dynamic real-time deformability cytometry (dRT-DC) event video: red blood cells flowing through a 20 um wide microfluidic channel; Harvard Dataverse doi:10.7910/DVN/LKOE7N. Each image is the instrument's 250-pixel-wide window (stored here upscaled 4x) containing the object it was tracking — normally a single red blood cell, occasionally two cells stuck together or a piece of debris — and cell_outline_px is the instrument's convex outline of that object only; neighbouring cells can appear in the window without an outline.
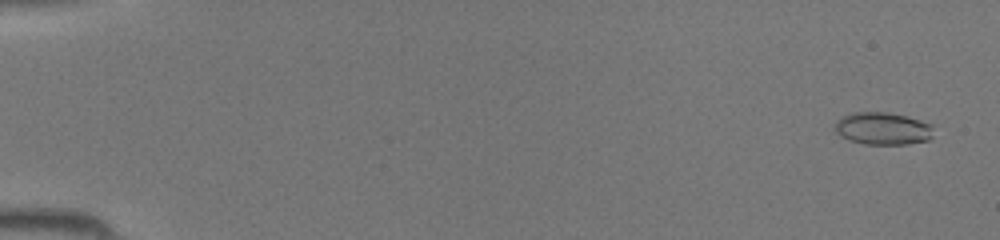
{"species": "common noctule bat (a hibernating species)", "species_latin": "Nyctalus noctula", "temperature_condition": "room temperature", "stored_images_in_passage": 45, "camera_frame_rate_fps": 3000, "um_per_image_px": 0.085, "animal": {"sex": "female", "body_mass_g": 19.5, "forearm_length_mm": 54.1}, "frame": {"image": 1, "passage_image": 2, "time_ms": 0.333, "image_size_px": [1000, 240], "cell_outline_px": [[932, 136], [928, 140], [908, 144], [864, 144], [848, 140], [840, 136], [836, 132], [836, 120], [852, 112], [888, 112], [920, 120], [932, 124]], "centroid_in_image_um": [75.03, 10.93], "position_along_channel_um": 10.0, "area_um2": 18.61}}
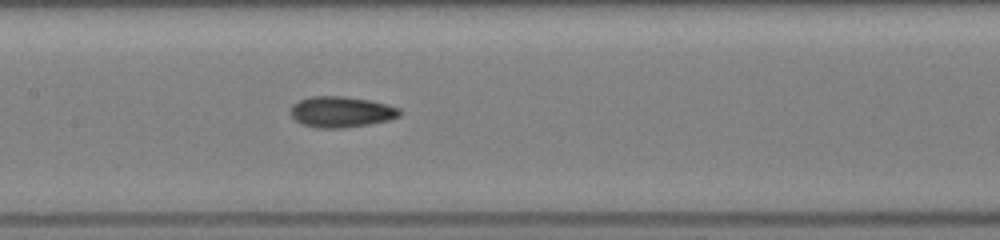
{"frame": {"image": 2, "passage_image": 23, "time_ms": 7.333, "image_size_px": [1000, 240], "cell_outline_px": [[400, 116], [388, 120], [368, 124], [344, 128], [316, 128], [304, 124], [296, 120], [292, 116], [292, 104], [300, 100], [312, 96], [344, 96], [368, 100], [388, 104], [400, 108]], "centroid_in_image_um": [29.02, 9.51], "position_along_channel_um": 178.4, "area_um2": 19.48}}
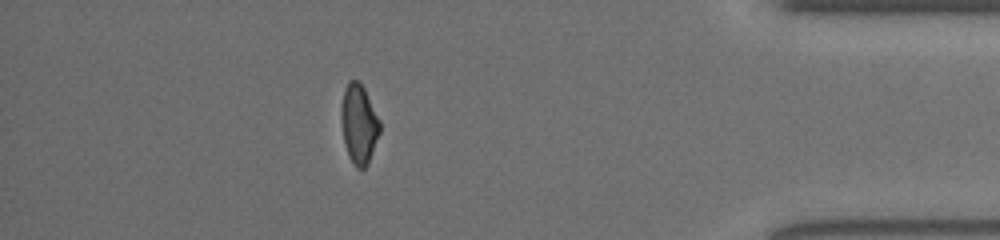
{"frame": {"image": 3, "passage_image": 40, "time_ms": 13.0, "image_size_px": [1000, 240], "cell_outline_px": [[380, 132], [368, 164], [364, 168], [356, 168], [348, 156], [344, 144], [340, 116], [340, 108], [344, 88], [348, 80], [360, 80], [380, 120]], "centroid_in_image_um": [30.49, 10.52], "position_along_channel_um": 404.7, "area_um2": 18.15}}